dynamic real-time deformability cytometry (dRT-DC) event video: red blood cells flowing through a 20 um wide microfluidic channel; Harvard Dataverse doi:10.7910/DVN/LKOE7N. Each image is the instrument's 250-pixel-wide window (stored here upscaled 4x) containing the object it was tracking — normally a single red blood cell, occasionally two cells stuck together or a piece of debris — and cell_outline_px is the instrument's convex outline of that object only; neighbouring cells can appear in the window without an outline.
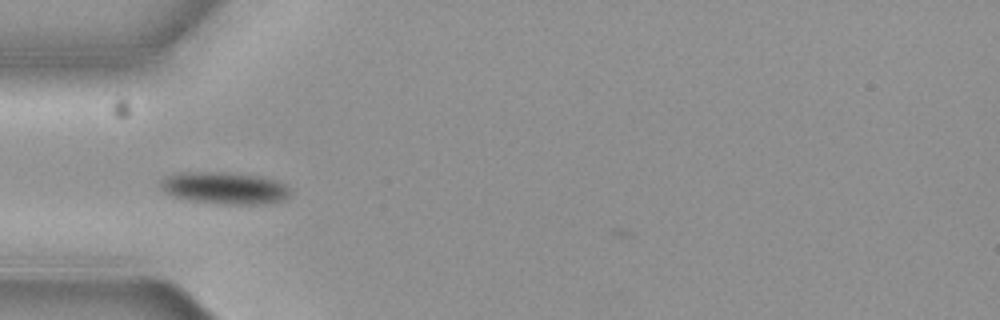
{"species": "common noctule bat (a hibernating species)", "species_latin": "Nyctalus noctula", "temperature_condition": "cold", "stored_images_in_passage": 7, "camera_frame_rate_fps": 3000, "um_per_image_px": 0.085, "animal": {"sex": "female", "body_mass_g": 19.3, "forearm_length_mm": 54.1}, "frame": {"image": 1, "passage_image": 1, "time_ms": 0.0, "image_size_px": [1000, 320], "cell_outline_px": [[292, 196], [284, 200], [264, 204], [224, 204], [188, 200], [172, 196], [164, 192], [160, 188], [160, 180], [168, 176], [184, 172], [196, 172], [260, 176], [276, 180], [292, 188]], "centroid_in_image_um": [19.14, 16.01], "position_along_channel_um": 65.9, "area_um2": 24.1}}
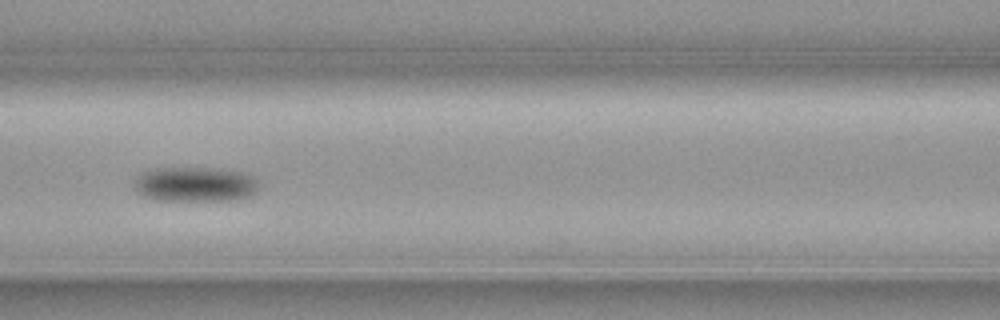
{"frame": {"image": 2, "passage_image": 3, "time_ms": 0.667, "image_size_px": [1000, 320], "cell_outline_px": [[256, 192], [252, 196], [236, 200], [156, 200], [144, 196], [136, 192], [136, 176], [148, 168], [212, 168], [248, 172], [256, 180]], "centroid_in_image_um": [16.59, 15.66], "position_along_channel_um": 150.0, "area_um2": 25.49}}
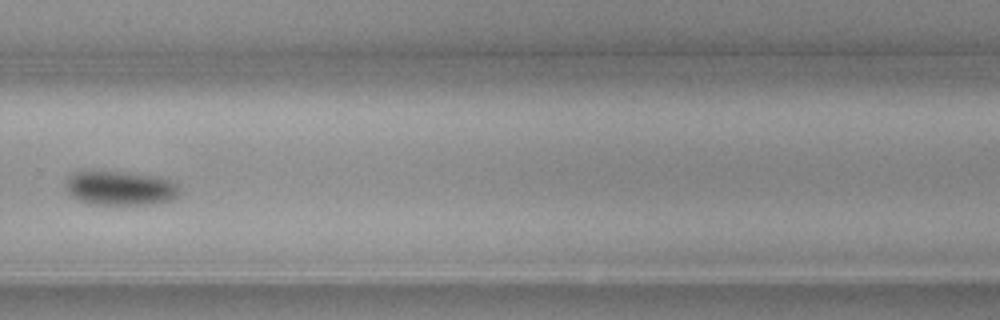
{"frame": {"image": 3, "passage_image": 7, "time_ms": 2.0, "image_size_px": [1000, 320], "cell_outline_px": [[180, 192], [172, 200], [152, 204], [88, 204], [76, 200], [64, 188], [64, 184], [68, 176], [72, 172], [80, 168], [92, 168], [128, 172], [160, 176], [172, 180], [180, 188]], "centroid_in_image_um": [10.13, 15.93], "position_along_channel_um": 319.7, "area_um2": 24.04}}